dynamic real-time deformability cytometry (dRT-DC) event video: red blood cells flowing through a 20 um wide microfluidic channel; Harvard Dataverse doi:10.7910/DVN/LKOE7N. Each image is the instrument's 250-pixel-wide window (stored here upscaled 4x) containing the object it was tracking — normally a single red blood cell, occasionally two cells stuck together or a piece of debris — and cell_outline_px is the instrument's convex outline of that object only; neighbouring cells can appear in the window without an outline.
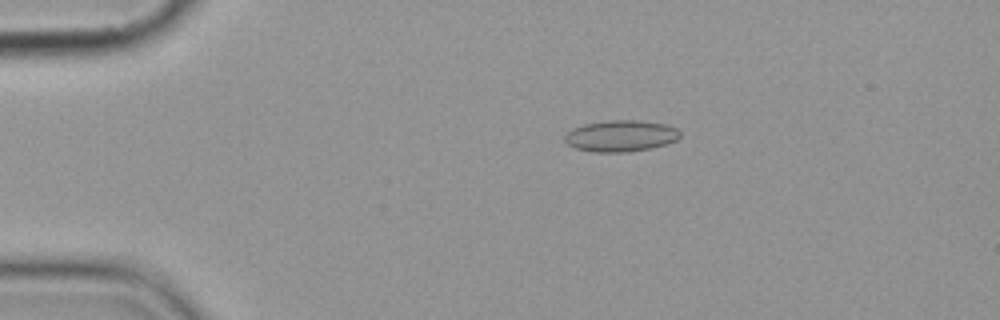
{"species": "common noctule bat (a hibernating species)", "species_latin": "Nyctalus noctula", "temperature_condition": "cold", "stored_images_in_passage": 6, "camera_frame_rate_fps": 3000, "um_per_image_px": 0.085, "animal": {"sex": "female", "body_mass_g": 19.9}, "frame": {"image": 1, "passage_image": 4, "time_ms": 3.333, "image_size_px": [1000, 320], "cell_outline_px": [[680, 136], [676, 140], [668, 144], [628, 152], [592, 152], [576, 148], [568, 144], [564, 140], [564, 136], [572, 128], [584, 124], [608, 120], [640, 120], [668, 124], [676, 128], [680, 132]], "centroid_in_image_um": [52.78, 11.54], "position_along_channel_um": 32.2, "area_um2": 21.21}}
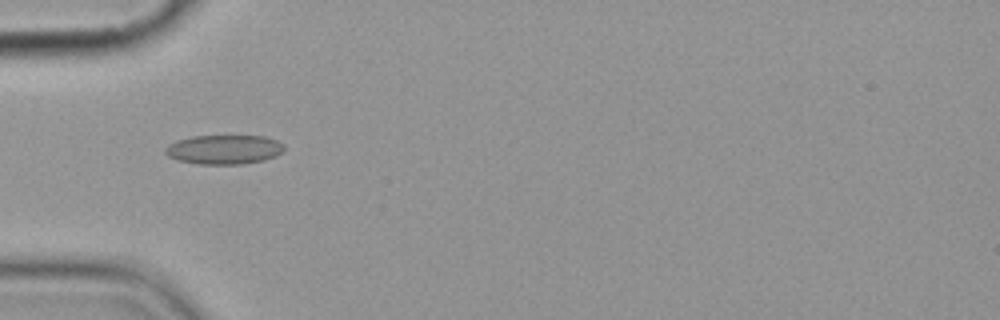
{"frame": {"image": 2, "passage_image": 6, "time_ms": 5.667, "image_size_px": [1000, 320], "cell_outline_px": [[284, 148], [276, 156], [264, 160], [240, 164], [200, 164], [180, 160], [168, 156], [164, 152], [164, 148], [168, 144], [176, 140], [192, 136], [264, 136], [276, 140], [284, 144]], "centroid_in_image_um": [19.02, 12.7], "position_along_channel_um": 66.0, "area_um2": 20.23}}